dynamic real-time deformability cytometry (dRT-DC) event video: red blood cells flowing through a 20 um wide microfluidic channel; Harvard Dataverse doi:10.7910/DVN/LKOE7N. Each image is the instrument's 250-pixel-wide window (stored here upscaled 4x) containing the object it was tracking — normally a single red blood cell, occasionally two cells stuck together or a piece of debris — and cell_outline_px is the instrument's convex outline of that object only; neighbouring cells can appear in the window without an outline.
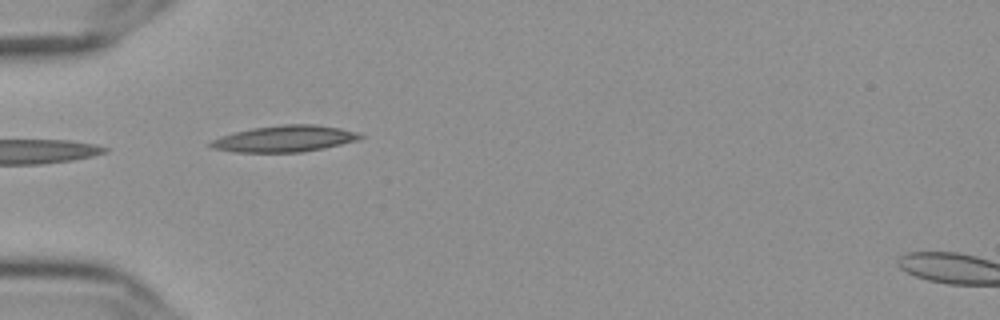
{"species": "Egyptian fruit bat (a non-hibernating species)", "species_latin": "Rousettus aegyptiacus", "temperature_condition": "cold", "stored_images_in_passage": 15, "camera_frame_rate_fps": 3000, "um_per_image_px": 0.085, "frame": {"image": 1, "passage_image": 1, "time_ms": 0.0, "image_size_px": [1000, 320], "cell_outline_px": [[364, 136], [356, 140], [324, 148], [300, 152], [232, 152], [212, 148], [208, 144], [212, 140], [220, 136], [252, 128], [284, 124], [316, 124], [340, 128], [360, 132]], "centroid_in_image_um": [24.19, 11.79], "position_along_channel_um": 60.8, "area_um2": 22.95}}